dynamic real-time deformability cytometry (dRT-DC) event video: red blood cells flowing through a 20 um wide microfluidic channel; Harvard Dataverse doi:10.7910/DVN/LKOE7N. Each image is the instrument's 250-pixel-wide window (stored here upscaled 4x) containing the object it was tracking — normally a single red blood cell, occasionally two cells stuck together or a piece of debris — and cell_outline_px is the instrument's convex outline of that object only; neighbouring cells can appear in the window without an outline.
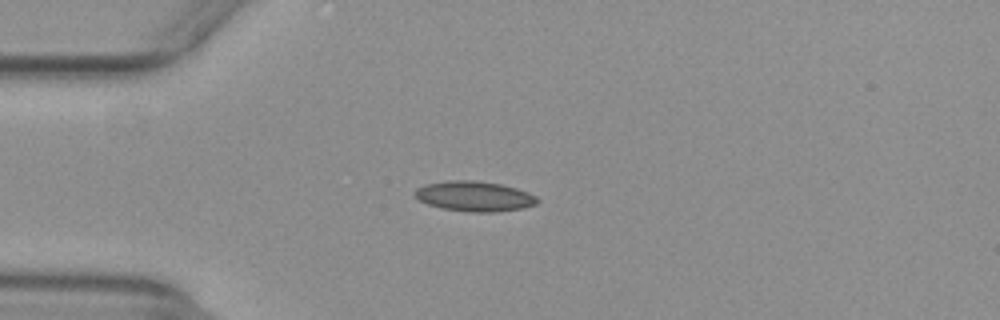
{"species": "common noctule bat (a hibernating species)", "species_latin": "Nyctalus noctula", "temperature_condition": "warm", "stored_images_in_passage": 37, "camera_frame_rate_fps": 3000, "um_per_image_px": 0.085, "animal": {"sex": "female", "body_mass_g": 29.2, "forearm_length_mm": 56.3}, "frame": {"image": 1, "passage_image": 5, "time_ms": 1.333, "image_size_px": [1000, 320], "cell_outline_px": [[540, 200], [536, 204], [524, 208], [496, 212], [472, 212], [440, 208], [428, 204], [420, 200], [412, 192], [416, 188], [424, 184], [448, 180], [476, 180], [500, 184], [516, 188], [528, 192], [536, 196]], "centroid_in_image_um": [40.32, 16.68], "position_along_channel_um": 44.7, "area_um2": 21.68}}
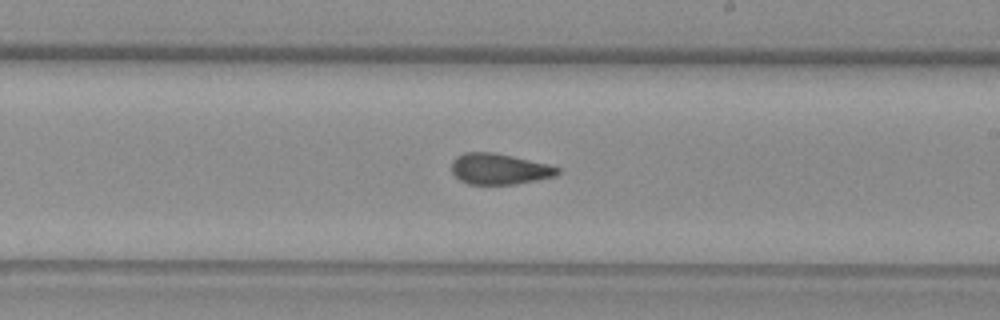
{"frame": {"image": 2, "passage_image": 22, "time_ms": 7.0, "image_size_px": [1000, 320], "cell_outline_px": [[560, 172], [556, 176], [516, 184], [468, 184], [460, 180], [452, 172], [452, 160], [456, 156], [464, 152], [492, 152], [512, 156], [548, 164], [560, 168]], "centroid_in_image_um": [42.43, 14.36], "position_along_channel_um": 246.6, "area_um2": 19.07}}
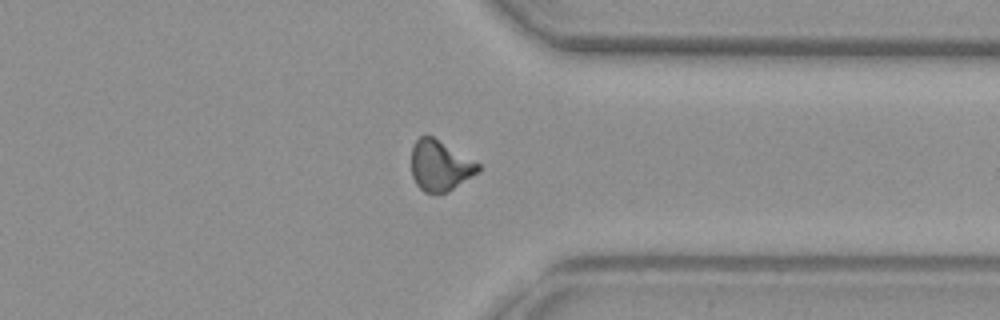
{"frame": {"image": 3, "passage_image": 32, "time_ms": 10.333, "image_size_px": [1000, 320], "cell_outline_px": [[480, 172], [448, 192], [436, 196], [424, 192], [416, 184], [412, 176], [412, 148], [416, 140], [420, 136], [432, 136], [480, 164]], "centroid_in_image_um": [37.4, 14.13], "position_along_channel_um": 374.0, "area_um2": 19.83}, "authors_computed_cell_mechanics": {"area_um2": 19.7676, "velocity_mm_per_s": 3.9222, "shape_relaxation_time_tau1_ms": null, "shape_relaxation_time_tau2_ms": 1.7623, "deformation_change_tau1": null, "deformation_change_tau2": 0.0874}}